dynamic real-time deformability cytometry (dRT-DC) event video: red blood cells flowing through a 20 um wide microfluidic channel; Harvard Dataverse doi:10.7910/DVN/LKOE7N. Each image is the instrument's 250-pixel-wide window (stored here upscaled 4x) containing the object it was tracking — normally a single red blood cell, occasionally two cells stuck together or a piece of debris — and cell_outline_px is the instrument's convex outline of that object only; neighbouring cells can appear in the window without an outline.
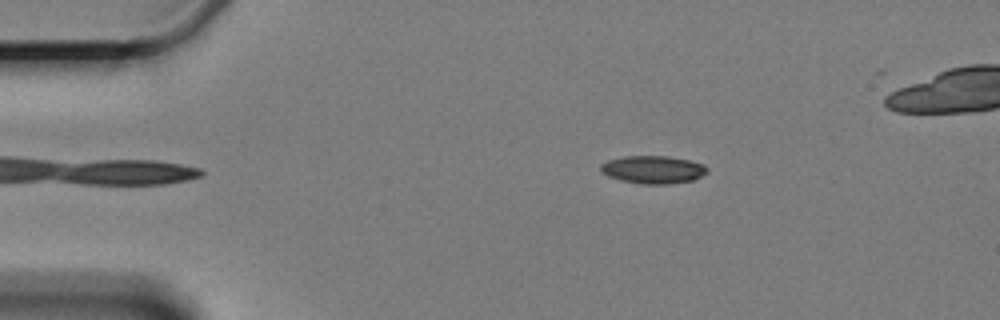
{"species": "Egyptian fruit bat (a non-hibernating species)", "species_latin": "Rousettus aegyptiacus", "temperature_condition": "cold", "stored_images_in_passage": 5, "camera_frame_rate_fps": 3000, "um_per_image_px": 0.085, "animal": {"sex": "female"}, "frame": {"image": 1, "passage_image": 5, "time_ms": 4.667, "image_size_px": [1000, 320], "cell_outline_px": [[708, 172], [692, 180], [668, 184], [644, 184], [620, 180], [608, 176], [600, 172], [600, 164], [608, 160], [624, 156], [668, 156], [688, 160], [704, 164], [708, 168]], "centroid_in_image_um": [55.49, 14.41], "position_along_channel_um": 29.5, "area_um2": 17.28}}